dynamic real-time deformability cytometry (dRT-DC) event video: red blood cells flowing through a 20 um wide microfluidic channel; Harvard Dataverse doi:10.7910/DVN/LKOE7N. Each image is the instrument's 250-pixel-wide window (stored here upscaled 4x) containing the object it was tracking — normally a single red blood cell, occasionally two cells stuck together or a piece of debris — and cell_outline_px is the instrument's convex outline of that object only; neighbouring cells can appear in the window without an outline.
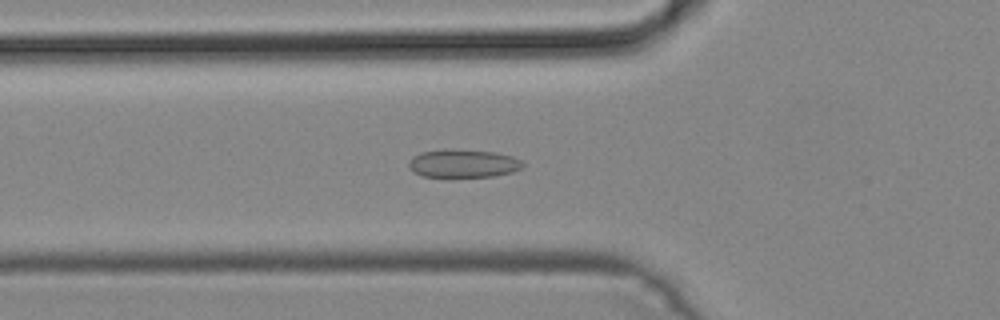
{"species": "common noctule bat (a hibernating species)", "species_latin": "Nyctalus noctula", "temperature_condition": "cold", "stored_images_in_passage": 47, "camera_frame_rate_fps": 3000, "um_per_image_px": 0.085, "animal": {"sex": "male", "body_mass_g": 19.2, "forearm_length_mm": 51.8}, "frame": {"image": 1, "passage_image": 16, "time_ms": 5.0, "image_size_px": [1000, 320], "cell_outline_px": [[524, 168], [512, 172], [492, 176], [424, 176], [412, 172], [408, 168], [408, 164], [412, 156], [420, 152], [452, 148], [496, 152], [512, 156], [520, 160], [524, 164]], "centroid_in_image_um": [39.36, 13.87], "position_along_channel_um": 86.4, "area_um2": 18.84}}
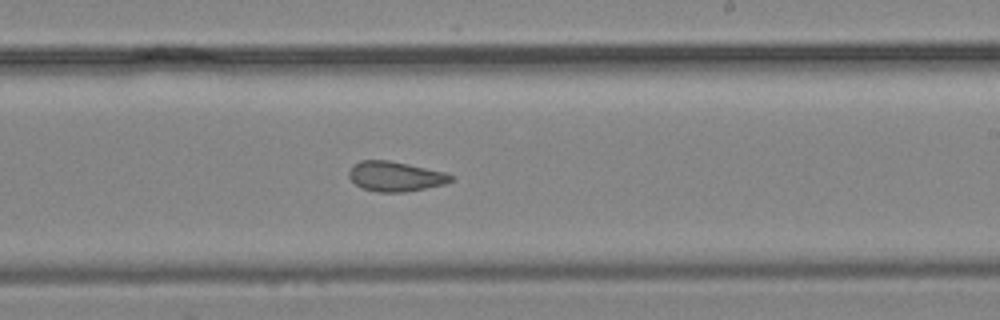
{"frame": {"image": 2, "passage_image": 28, "time_ms": 9.0, "image_size_px": [1000, 320], "cell_outline_px": [[452, 180], [444, 184], [404, 192], [376, 192], [364, 188], [356, 184], [348, 176], [348, 172], [352, 164], [360, 160], [388, 160], [408, 164], [444, 172], [452, 176]], "centroid_in_image_um": [33.55, 14.98], "position_along_channel_um": 255.4, "area_um2": 17.57}}
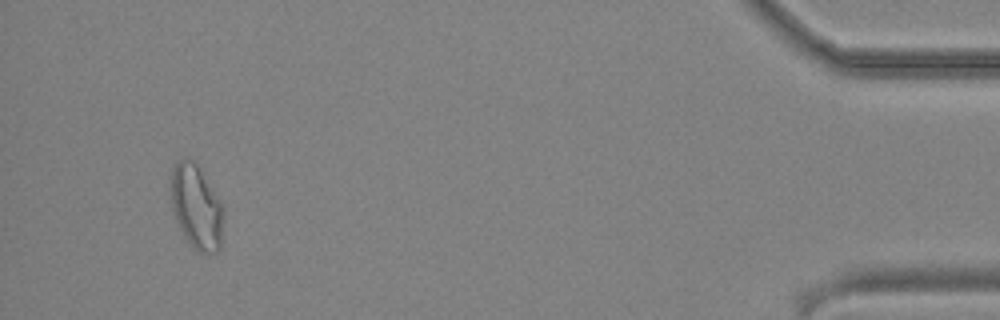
{"frame": {"image": 3, "passage_image": 45, "time_ms": 14.667, "image_size_px": [1000, 320], "cell_outline_px": [[224, 208], [220, 248], [216, 252], [200, 252], [192, 248], [184, 236], [176, 220], [172, 208], [172, 168], [176, 160], [192, 160], [200, 164], [220, 200]], "centroid_in_image_um": [16.72, 17.56], "position_along_channel_um": 418.5, "area_um2": 25.95}}